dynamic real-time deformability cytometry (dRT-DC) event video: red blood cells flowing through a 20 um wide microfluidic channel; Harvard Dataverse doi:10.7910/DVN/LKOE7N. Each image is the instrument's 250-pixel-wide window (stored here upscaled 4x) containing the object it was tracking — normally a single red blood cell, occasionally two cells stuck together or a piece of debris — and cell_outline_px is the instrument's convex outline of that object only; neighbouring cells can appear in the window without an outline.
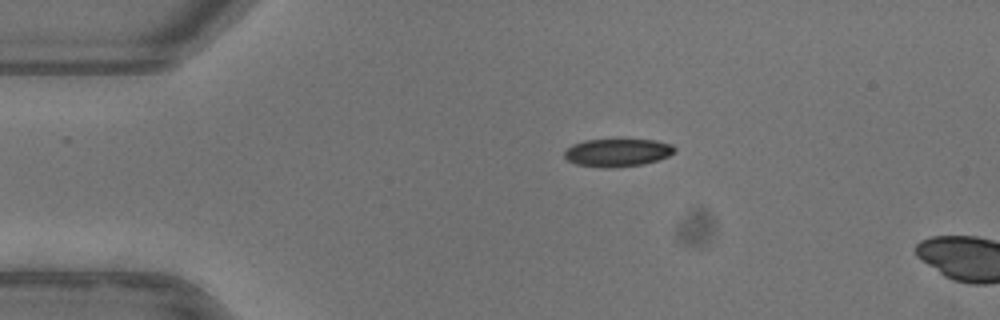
{"species": "common noctule bat (a hibernating species)", "species_latin": "Nyctalus noctula", "temperature_condition": "warm", "stored_images_in_passage": 3, "camera_frame_rate_fps": 3000, "um_per_image_px": 0.085, "animal": {"sex": "female"}, "frame": {"image": 1, "passage_image": 1, "time_ms": 0.0, "image_size_px": [1000, 320], "cell_outline_px": [[676, 152], [668, 156], [644, 164], [612, 168], [604, 168], [576, 164], [568, 160], [564, 156], [564, 152], [572, 144], [584, 140], [656, 140], [672, 144], [676, 148]], "centroid_in_image_um": [52.5, 12.97], "position_along_channel_um": 32.5, "area_um2": 17.92}}